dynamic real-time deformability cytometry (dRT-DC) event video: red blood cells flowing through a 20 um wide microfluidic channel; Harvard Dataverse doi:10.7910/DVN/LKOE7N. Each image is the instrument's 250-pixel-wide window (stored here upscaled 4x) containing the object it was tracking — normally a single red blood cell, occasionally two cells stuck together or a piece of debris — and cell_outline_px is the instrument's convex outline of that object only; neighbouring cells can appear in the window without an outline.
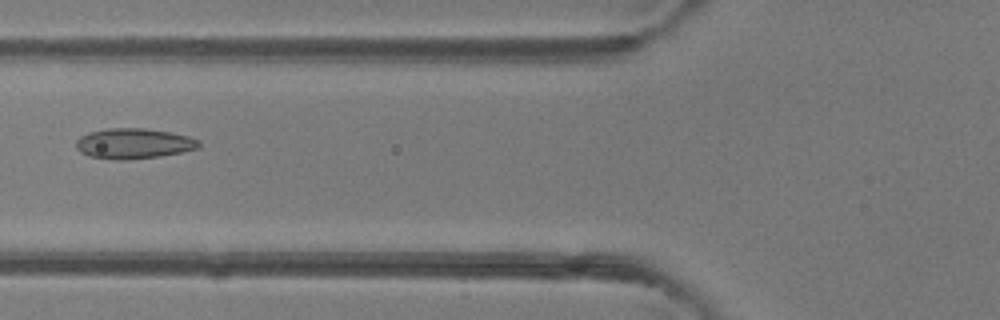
{"species": "common noctule bat (a hibernating species)", "species_latin": "Nyctalus noctula", "temperature_condition": "room temperature", "stored_images_in_passage": 6, "camera_frame_rate_fps": 3000, "um_per_image_px": 0.085, "animal": {"sex": "female"}, "frame": {"image": 1, "passage_image": 5, "time_ms": 1.333, "image_size_px": [1000, 320], "cell_outline_px": [[200, 144], [196, 148], [180, 152], [160, 156], [128, 160], [116, 160], [88, 156], [80, 152], [76, 148], [76, 140], [80, 136], [88, 132], [108, 128], [144, 128], [168, 132], [188, 136], [200, 140]], "centroid_in_image_um": [11.31, 12.2], "position_along_channel_um": 114.5, "area_um2": 21.73}}
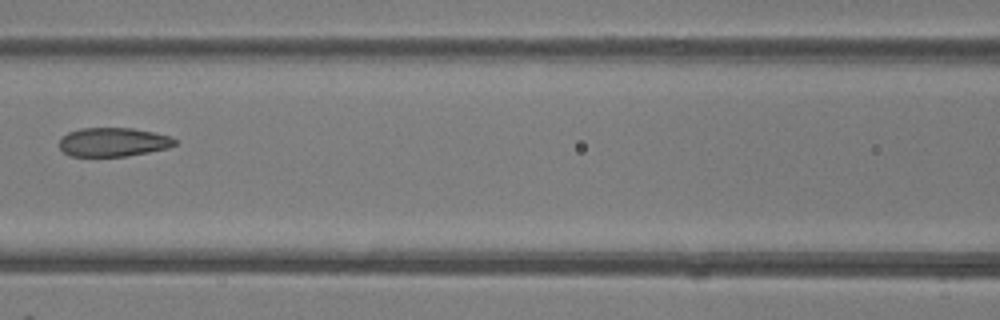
{"frame": {"image": 2, "passage_image": 6, "time_ms": 1.667, "image_size_px": [1000, 320], "cell_outline_px": [[176, 144], [168, 148], [128, 156], [72, 156], [64, 152], [60, 148], [60, 140], [68, 132], [80, 128], [132, 128], [152, 132], [168, 136], [176, 140]], "centroid_in_image_um": [9.62, 12.08], "position_along_channel_um": 157.0, "area_um2": 19.25}}